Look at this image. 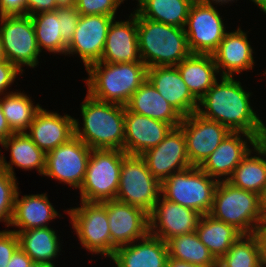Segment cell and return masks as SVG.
Instances as JSON below:
<instances>
[{
    "label": "cell",
    "mask_w": 266,
    "mask_h": 267,
    "mask_svg": "<svg viewBox=\"0 0 266 267\" xmlns=\"http://www.w3.org/2000/svg\"><path fill=\"white\" fill-rule=\"evenodd\" d=\"M127 154L117 149H92L86 175L80 187L81 201L104 202L115 200L120 170Z\"/></svg>",
    "instance_id": "7"
},
{
    "label": "cell",
    "mask_w": 266,
    "mask_h": 267,
    "mask_svg": "<svg viewBox=\"0 0 266 267\" xmlns=\"http://www.w3.org/2000/svg\"><path fill=\"white\" fill-rule=\"evenodd\" d=\"M19 196L18 190L10 224L12 227L19 228L12 230L15 233L32 228L48 227L49 221L61 216L48 200L46 193L24 195L20 199Z\"/></svg>",
    "instance_id": "25"
},
{
    "label": "cell",
    "mask_w": 266,
    "mask_h": 267,
    "mask_svg": "<svg viewBox=\"0 0 266 267\" xmlns=\"http://www.w3.org/2000/svg\"><path fill=\"white\" fill-rule=\"evenodd\" d=\"M218 264L222 267H263L255 236L241 234Z\"/></svg>",
    "instance_id": "36"
},
{
    "label": "cell",
    "mask_w": 266,
    "mask_h": 267,
    "mask_svg": "<svg viewBox=\"0 0 266 267\" xmlns=\"http://www.w3.org/2000/svg\"><path fill=\"white\" fill-rule=\"evenodd\" d=\"M110 259L116 267H166L168 250L165 241L148 234L140 240L117 247Z\"/></svg>",
    "instance_id": "24"
},
{
    "label": "cell",
    "mask_w": 266,
    "mask_h": 267,
    "mask_svg": "<svg viewBox=\"0 0 266 267\" xmlns=\"http://www.w3.org/2000/svg\"><path fill=\"white\" fill-rule=\"evenodd\" d=\"M18 74L23 73L14 64L7 60L0 62V96L10 93V91L6 92V90H9L8 88L14 84Z\"/></svg>",
    "instance_id": "41"
},
{
    "label": "cell",
    "mask_w": 266,
    "mask_h": 267,
    "mask_svg": "<svg viewBox=\"0 0 266 267\" xmlns=\"http://www.w3.org/2000/svg\"><path fill=\"white\" fill-rule=\"evenodd\" d=\"M136 12L143 18L184 28L195 0H137Z\"/></svg>",
    "instance_id": "32"
},
{
    "label": "cell",
    "mask_w": 266,
    "mask_h": 267,
    "mask_svg": "<svg viewBox=\"0 0 266 267\" xmlns=\"http://www.w3.org/2000/svg\"><path fill=\"white\" fill-rule=\"evenodd\" d=\"M168 257L199 267H213L218 261L200 241L197 232L175 236L166 241Z\"/></svg>",
    "instance_id": "33"
},
{
    "label": "cell",
    "mask_w": 266,
    "mask_h": 267,
    "mask_svg": "<svg viewBox=\"0 0 266 267\" xmlns=\"http://www.w3.org/2000/svg\"><path fill=\"white\" fill-rule=\"evenodd\" d=\"M106 210L111 235V257L117 247L149 234V214L143 209L118 200H107Z\"/></svg>",
    "instance_id": "14"
},
{
    "label": "cell",
    "mask_w": 266,
    "mask_h": 267,
    "mask_svg": "<svg viewBox=\"0 0 266 267\" xmlns=\"http://www.w3.org/2000/svg\"><path fill=\"white\" fill-rule=\"evenodd\" d=\"M200 241L218 261L231 248L241 233L233 226L216 220L209 214L200 216L195 230Z\"/></svg>",
    "instance_id": "31"
},
{
    "label": "cell",
    "mask_w": 266,
    "mask_h": 267,
    "mask_svg": "<svg viewBox=\"0 0 266 267\" xmlns=\"http://www.w3.org/2000/svg\"><path fill=\"white\" fill-rule=\"evenodd\" d=\"M143 62H96L87 69V94L108 103L126 106L133 93L147 80Z\"/></svg>",
    "instance_id": "3"
},
{
    "label": "cell",
    "mask_w": 266,
    "mask_h": 267,
    "mask_svg": "<svg viewBox=\"0 0 266 267\" xmlns=\"http://www.w3.org/2000/svg\"><path fill=\"white\" fill-rule=\"evenodd\" d=\"M200 214L162 196L149 213V234L167 241L196 230Z\"/></svg>",
    "instance_id": "18"
},
{
    "label": "cell",
    "mask_w": 266,
    "mask_h": 267,
    "mask_svg": "<svg viewBox=\"0 0 266 267\" xmlns=\"http://www.w3.org/2000/svg\"><path fill=\"white\" fill-rule=\"evenodd\" d=\"M58 7H72L75 6L76 0H57Z\"/></svg>",
    "instance_id": "48"
},
{
    "label": "cell",
    "mask_w": 266,
    "mask_h": 267,
    "mask_svg": "<svg viewBox=\"0 0 266 267\" xmlns=\"http://www.w3.org/2000/svg\"><path fill=\"white\" fill-rule=\"evenodd\" d=\"M266 14V0H252Z\"/></svg>",
    "instance_id": "49"
},
{
    "label": "cell",
    "mask_w": 266,
    "mask_h": 267,
    "mask_svg": "<svg viewBox=\"0 0 266 267\" xmlns=\"http://www.w3.org/2000/svg\"><path fill=\"white\" fill-rule=\"evenodd\" d=\"M81 14L72 7H58L57 19L60 20V33L62 39L69 44L74 36V31L77 27Z\"/></svg>",
    "instance_id": "39"
},
{
    "label": "cell",
    "mask_w": 266,
    "mask_h": 267,
    "mask_svg": "<svg viewBox=\"0 0 266 267\" xmlns=\"http://www.w3.org/2000/svg\"><path fill=\"white\" fill-rule=\"evenodd\" d=\"M161 196V182L140 155L127 154L122 161L115 200L139 207L148 214Z\"/></svg>",
    "instance_id": "8"
},
{
    "label": "cell",
    "mask_w": 266,
    "mask_h": 267,
    "mask_svg": "<svg viewBox=\"0 0 266 267\" xmlns=\"http://www.w3.org/2000/svg\"><path fill=\"white\" fill-rule=\"evenodd\" d=\"M186 140L191 166L199 167L219 146L230 131L222 124L202 117L197 112L182 118L178 126Z\"/></svg>",
    "instance_id": "13"
},
{
    "label": "cell",
    "mask_w": 266,
    "mask_h": 267,
    "mask_svg": "<svg viewBox=\"0 0 266 267\" xmlns=\"http://www.w3.org/2000/svg\"><path fill=\"white\" fill-rule=\"evenodd\" d=\"M125 0H76L75 8L81 15H107L116 17V12Z\"/></svg>",
    "instance_id": "38"
},
{
    "label": "cell",
    "mask_w": 266,
    "mask_h": 267,
    "mask_svg": "<svg viewBox=\"0 0 266 267\" xmlns=\"http://www.w3.org/2000/svg\"><path fill=\"white\" fill-rule=\"evenodd\" d=\"M147 79L183 117L197 111L198 101L188 90L177 66L150 67Z\"/></svg>",
    "instance_id": "23"
},
{
    "label": "cell",
    "mask_w": 266,
    "mask_h": 267,
    "mask_svg": "<svg viewBox=\"0 0 266 267\" xmlns=\"http://www.w3.org/2000/svg\"><path fill=\"white\" fill-rule=\"evenodd\" d=\"M134 13V14H133ZM111 22L103 54L102 62L129 63L142 62L137 37V12L130 14L126 21Z\"/></svg>",
    "instance_id": "21"
},
{
    "label": "cell",
    "mask_w": 266,
    "mask_h": 267,
    "mask_svg": "<svg viewBox=\"0 0 266 267\" xmlns=\"http://www.w3.org/2000/svg\"><path fill=\"white\" fill-rule=\"evenodd\" d=\"M33 260L19 247L6 267H28Z\"/></svg>",
    "instance_id": "45"
},
{
    "label": "cell",
    "mask_w": 266,
    "mask_h": 267,
    "mask_svg": "<svg viewBox=\"0 0 266 267\" xmlns=\"http://www.w3.org/2000/svg\"><path fill=\"white\" fill-rule=\"evenodd\" d=\"M264 222L266 223V214L264 215Z\"/></svg>",
    "instance_id": "56"
},
{
    "label": "cell",
    "mask_w": 266,
    "mask_h": 267,
    "mask_svg": "<svg viewBox=\"0 0 266 267\" xmlns=\"http://www.w3.org/2000/svg\"><path fill=\"white\" fill-rule=\"evenodd\" d=\"M247 156L235 167L227 180L233 186L254 192L260 196L266 188V140L259 142Z\"/></svg>",
    "instance_id": "29"
},
{
    "label": "cell",
    "mask_w": 266,
    "mask_h": 267,
    "mask_svg": "<svg viewBox=\"0 0 266 267\" xmlns=\"http://www.w3.org/2000/svg\"><path fill=\"white\" fill-rule=\"evenodd\" d=\"M213 267H222V266H220L218 263L215 265V266H213Z\"/></svg>",
    "instance_id": "55"
},
{
    "label": "cell",
    "mask_w": 266,
    "mask_h": 267,
    "mask_svg": "<svg viewBox=\"0 0 266 267\" xmlns=\"http://www.w3.org/2000/svg\"><path fill=\"white\" fill-rule=\"evenodd\" d=\"M1 144V142H0ZM0 168H1V149H0Z\"/></svg>",
    "instance_id": "54"
},
{
    "label": "cell",
    "mask_w": 266,
    "mask_h": 267,
    "mask_svg": "<svg viewBox=\"0 0 266 267\" xmlns=\"http://www.w3.org/2000/svg\"><path fill=\"white\" fill-rule=\"evenodd\" d=\"M18 184L16 177L0 168V222L7 227L11 224Z\"/></svg>",
    "instance_id": "37"
},
{
    "label": "cell",
    "mask_w": 266,
    "mask_h": 267,
    "mask_svg": "<svg viewBox=\"0 0 266 267\" xmlns=\"http://www.w3.org/2000/svg\"><path fill=\"white\" fill-rule=\"evenodd\" d=\"M214 4L195 0L190 7L184 31L192 54L212 55L227 33Z\"/></svg>",
    "instance_id": "11"
},
{
    "label": "cell",
    "mask_w": 266,
    "mask_h": 267,
    "mask_svg": "<svg viewBox=\"0 0 266 267\" xmlns=\"http://www.w3.org/2000/svg\"><path fill=\"white\" fill-rule=\"evenodd\" d=\"M209 215L233 226L241 234H251L264 221L261 196L221 180Z\"/></svg>",
    "instance_id": "5"
},
{
    "label": "cell",
    "mask_w": 266,
    "mask_h": 267,
    "mask_svg": "<svg viewBox=\"0 0 266 267\" xmlns=\"http://www.w3.org/2000/svg\"><path fill=\"white\" fill-rule=\"evenodd\" d=\"M14 132L11 130L0 105V142L11 136Z\"/></svg>",
    "instance_id": "46"
},
{
    "label": "cell",
    "mask_w": 266,
    "mask_h": 267,
    "mask_svg": "<svg viewBox=\"0 0 266 267\" xmlns=\"http://www.w3.org/2000/svg\"><path fill=\"white\" fill-rule=\"evenodd\" d=\"M166 267H199L194 264L168 257L166 261Z\"/></svg>",
    "instance_id": "47"
},
{
    "label": "cell",
    "mask_w": 266,
    "mask_h": 267,
    "mask_svg": "<svg viewBox=\"0 0 266 267\" xmlns=\"http://www.w3.org/2000/svg\"><path fill=\"white\" fill-rule=\"evenodd\" d=\"M80 207L64 210L70 216L73 230L82 247L92 254L111 258V235L106 201L80 202Z\"/></svg>",
    "instance_id": "9"
},
{
    "label": "cell",
    "mask_w": 266,
    "mask_h": 267,
    "mask_svg": "<svg viewBox=\"0 0 266 267\" xmlns=\"http://www.w3.org/2000/svg\"><path fill=\"white\" fill-rule=\"evenodd\" d=\"M19 248L17 234L12 230L0 231V267H6L9 260Z\"/></svg>",
    "instance_id": "40"
},
{
    "label": "cell",
    "mask_w": 266,
    "mask_h": 267,
    "mask_svg": "<svg viewBox=\"0 0 266 267\" xmlns=\"http://www.w3.org/2000/svg\"><path fill=\"white\" fill-rule=\"evenodd\" d=\"M125 107L131 112L169 123L174 128L183 118L148 79L133 93Z\"/></svg>",
    "instance_id": "26"
},
{
    "label": "cell",
    "mask_w": 266,
    "mask_h": 267,
    "mask_svg": "<svg viewBox=\"0 0 266 267\" xmlns=\"http://www.w3.org/2000/svg\"><path fill=\"white\" fill-rule=\"evenodd\" d=\"M219 181L197 166L173 173L161 182V196L198 212L209 214Z\"/></svg>",
    "instance_id": "6"
},
{
    "label": "cell",
    "mask_w": 266,
    "mask_h": 267,
    "mask_svg": "<svg viewBox=\"0 0 266 267\" xmlns=\"http://www.w3.org/2000/svg\"><path fill=\"white\" fill-rule=\"evenodd\" d=\"M114 16L81 15L74 36L67 45L68 54H78L85 69L101 61L106 43L107 32Z\"/></svg>",
    "instance_id": "15"
},
{
    "label": "cell",
    "mask_w": 266,
    "mask_h": 267,
    "mask_svg": "<svg viewBox=\"0 0 266 267\" xmlns=\"http://www.w3.org/2000/svg\"><path fill=\"white\" fill-rule=\"evenodd\" d=\"M141 61L148 67L177 66L192 53L184 28L156 22L137 13Z\"/></svg>",
    "instance_id": "4"
},
{
    "label": "cell",
    "mask_w": 266,
    "mask_h": 267,
    "mask_svg": "<svg viewBox=\"0 0 266 267\" xmlns=\"http://www.w3.org/2000/svg\"><path fill=\"white\" fill-rule=\"evenodd\" d=\"M177 68L192 96L199 101L218 80V69L212 55L191 54Z\"/></svg>",
    "instance_id": "28"
},
{
    "label": "cell",
    "mask_w": 266,
    "mask_h": 267,
    "mask_svg": "<svg viewBox=\"0 0 266 267\" xmlns=\"http://www.w3.org/2000/svg\"><path fill=\"white\" fill-rule=\"evenodd\" d=\"M27 15L26 0H0V16Z\"/></svg>",
    "instance_id": "42"
},
{
    "label": "cell",
    "mask_w": 266,
    "mask_h": 267,
    "mask_svg": "<svg viewBox=\"0 0 266 267\" xmlns=\"http://www.w3.org/2000/svg\"><path fill=\"white\" fill-rule=\"evenodd\" d=\"M239 26L233 32H227L212 54L219 75L234 77L242 71L252 70L255 64L253 49L248 41L247 32Z\"/></svg>",
    "instance_id": "22"
},
{
    "label": "cell",
    "mask_w": 266,
    "mask_h": 267,
    "mask_svg": "<svg viewBox=\"0 0 266 267\" xmlns=\"http://www.w3.org/2000/svg\"><path fill=\"white\" fill-rule=\"evenodd\" d=\"M2 112L14 133L26 132L37 111L42 107L34 105L31 97L24 92H10L0 96Z\"/></svg>",
    "instance_id": "34"
},
{
    "label": "cell",
    "mask_w": 266,
    "mask_h": 267,
    "mask_svg": "<svg viewBox=\"0 0 266 267\" xmlns=\"http://www.w3.org/2000/svg\"><path fill=\"white\" fill-rule=\"evenodd\" d=\"M27 15L41 12L55 11L58 8L57 0H26Z\"/></svg>",
    "instance_id": "43"
},
{
    "label": "cell",
    "mask_w": 266,
    "mask_h": 267,
    "mask_svg": "<svg viewBox=\"0 0 266 267\" xmlns=\"http://www.w3.org/2000/svg\"><path fill=\"white\" fill-rule=\"evenodd\" d=\"M3 61H6V58H5L3 47L1 44V40H0V62H3Z\"/></svg>",
    "instance_id": "53"
},
{
    "label": "cell",
    "mask_w": 266,
    "mask_h": 267,
    "mask_svg": "<svg viewBox=\"0 0 266 267\" xmlns=\"http://www.w3.org/2000/svg\"><path fill=\"white\" fill-rule=\"evenodd\" d=\"M251 93L245 91L240 81L221 76L198 101L197 113L216 121L230 132H244L266 140V125L251 106ZM204 107V108H203Z\"/></svg>",
    "instance_id": "1"
},
{
    "label": "cell",
    "mask_w": 266,
    "mask_h": 267,
    "mask_svg": "<svg viewBox=\"0 0 266 267\" xmlns=\"http://www.w3.org/2000/svg\"><path fill=\"white\" fill-rule=\"evenodd\" d=\"M140 156L152 175L160 182L173 173L191 167L186 151V140L179 127L173 128L156 147Z\"/></svg>",
    "instance_id": "16"
},
{
    "label": "cell",
    "mask_w": 266,
    "mask_h": 267,
    "mask_svg": "<svg viewBox=\"0 0 266 267\" xmlns=\"http://www.w3.org/2000/svg\"><path fill=\"white\" fill-rule=\"evenodd\" d=\"M243 137L246 138L243 139ZM259 142L256 137L249 133L230 132L199 168L218 181L221 179L227 181L233 174L235 167L250 151H253ZM248 144L252 149L249 148Z\"/></svg>",
    "instance_id": "17"
},
{
    "label": "cell",
    "mask_w": 266,
    "mask_h": 267,
    "mask_svg": "<svg viewBox=\"0 0 266 267\" xmlns=\"http://www.w3.org/2000/svg\"><path fill=\"white\" fill-rule=\"evenodd\" d=\"M91 148L76 136L46 153L43 175L68 184L75 189L82 186Z\"/></svg>",
    "instance_id": "12"
},
{
    "label": "cell",
    "mask_w": 266,
    "mask_h": 267,
    "mask_svg": "<svg viewBox=\"0 0 266 267\" xmlns=\"http://www.w3.org/2000/svg\"><path fill=\"white\" fill-rule=\"evenodd\" d=\"M258 243L260 259L263 267H266V223H260L252 233Z\"/></svg>",
    "instance_id": "44"
},
{
    "label": "cell",
    "mask_w": 266,
    "mask_h": 267,
    "mask_svg": "<svg viewBox=\"0 0 266 267\" xmlns=\"http://www.w3.org/2000/svg\"><path fill=\"white\" fill-rule=\"evenodd\" d=\"M124 151L129 155H141L156 147L174 128L165 123L129 111L124 106Z\"/></svg>",
    "instance_id": "19"
},
{
    "label": "cell",
    "mask_w": 266,
    "mask_h": 267,
    "mask_svg": "<svg viewBox=\"0 0 266 267\" xmlns=\"http://www.w3.org/2000/svg\"><path fill=\"white\" fill-rule=\"evenodd\" d=\"M39 50L66 56L67 43L62 39L60 20L55 11L41 12L31 16Z\"/></svg>",
    "instance_id": "35"
},
{
    "label": "cell",
    "mask_w": 266,
    "mask_h": 267,
    "mask_svg": "<svg viewBox=\"0 0 266 267\" xmlns=\"http://www.w3.org/2000/svg\"><path fill=\"white\" fill-rule=\"evenodd\" d=\"M0 40L7 61L22 73L23 65H38V48L35 29L30 15L0 16Z\"/></svg>",
    "instance_id": "10"
},
{
    "label": "cell",
    "mask_w": 266,
    "mask_h": 267,
    "mask_svg": "<svg viewBox=\"0 0 266 267\" xmlns=\"http://www.w3.org/2000/svg\"><path fill=\"white\" fill-rule=\"evenodd\" d=\"M83 127L75 121V136L91 149L124 151V106L102 102L89 94L80 106Z\"/></svg>",
    "instance_id": "2"
},
{
    "label": "cell",
    "mask_w": 266,
    "mask_h": 267,
    "mask_svg": "<svg viewBox=\"0 0 266 267\" xmlns=\"http://www.w3.org/2000/svg\"><path fill=\"white\" fill-rule=\"evenodd\" d=\"M2 147L9 151L10 161L5 160L1 154V168L13 177L15 176L13 166L24 170L37 169L39 175L43 176L45 170L46 153H44L26 134V132L13 133L1 143Z\"/></svg>",
    "instance_id": "27"
},
{
    "label": "cell",
    "mask_w": 266,
    "mask_h": 267,
    "mask_svg": "<svg viewBox=\"0 0 266 267\" xmlns=\"http://www.w3.org/2000/svg\"><path fill=\"white\" fill-rule=\"evenodd\" d=\"M203 1H206V2H212V3H215L216 5L218 4V5H226V3H234L235 1L234 0H203ZM237 1V0H236ZM250 1H252V0H250Z\"/></svg>",
    "instance_id": "50"
},
{
    "label": "cell",
    "mask_w": 266,
    "mask_h": 267,
    "mask_svg": "<svg viewBox=\"0 0 266 267\" xmlns=\"http://www.w3.org/2000/svg\"><path fill=\"white\" fill-rule=\"evenodd\" d=\"M28 267H51L46 264L38 263V262H32Z\"/></svg>",
    "instance_id": "52"
},
{
    "label": "cell",
    "mask_w": 266,
    "mask_h": 267,
    "mask_svg": "<svg viewBox=\"0 0 266 267\" xmlns=\"http://www.w3.org/2000/svg\"><path fill=\"white\" fill-rule=\"evenodd\" d=\"M57 232L50 227L32 228L18 231L19 247L33 260L55 267L53 260L61 251Z\"/></svg>",
    "instance_id": "30"
},
{
    "label": "cell",
    "mask_w": 266,
    "mask_h": 267,
    "mask_svg": "<svg viewBox=\"0 0 266 267\" xmlns=\"http://www.w3.org/2000/svg\"><path fill=\"white\" fill-rule=\"evenodd\" d=\"M261 203H262V210L265 215L266 214V188H265L264 193L261 196Z\"/></svg>",
    "instance_id": "51"
},
{
    "label": "cell",
    "mask_w": 266,
    "mask_h": 267,
    "mask_svg": "<svg viewBox=\"0 0 266 267\" xmlns=\"http://www.w3.org/2000/svg\"><path fill=\"white\" fill-rule=\"evenodd\" d=\"M74 117L40 108L26 134L44 152L48 153L75 136Z\"/></svg>",
    "instance_id": "20"
}]
</instances>
